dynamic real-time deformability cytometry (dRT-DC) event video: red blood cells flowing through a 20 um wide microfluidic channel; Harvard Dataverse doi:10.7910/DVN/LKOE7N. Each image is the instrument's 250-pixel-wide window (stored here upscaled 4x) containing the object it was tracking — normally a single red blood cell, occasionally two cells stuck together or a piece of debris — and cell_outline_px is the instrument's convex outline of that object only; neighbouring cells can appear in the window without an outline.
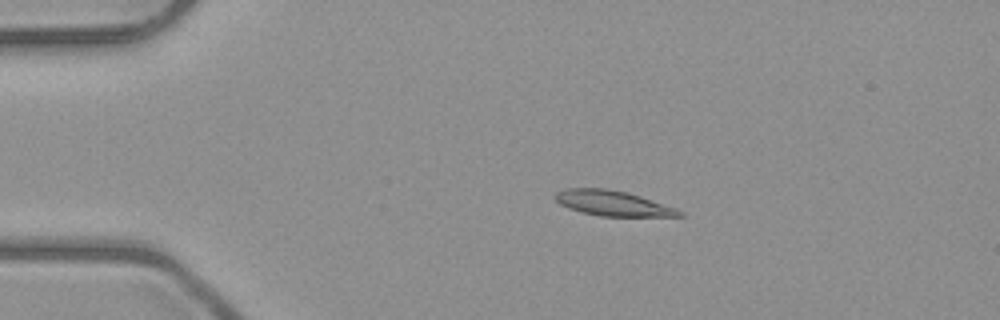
{"species": "common noctule bat (a hibernating species)", "species_latin": "Nyctalus noctula", "temperature_condition": "room temperature", "stored_images_in_passage": 6, "camera_frame_rate_fps": 3000, "um_per_image_px": 0.085, "animal": {"sex": "male", "body_mass_g": 23.1, "forearm_length_mm": 52.7}, "frame": {"image": 1, "passage_image": 3, "time_ms": 2.0, "image_size_px": [1000, 320], "cell_outline_px": [[684, 216], [600, 216], [568, 208], [560, 204], [552, 196], [556, 192], [568, 188], [604, 188], [628, 192], [676, 208], [684, 212]], "centroid_in_image_um": [52.08, 17.27], "position_along_channel_um": 32.9, "area_um2": 18.15}}
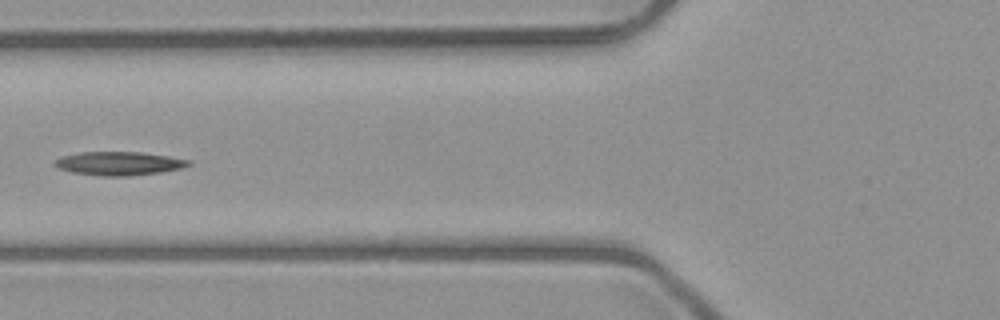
{"frame": {"image": 2, "passage_image": 5, "time_ms": 5.333, "image_size_px": [1000, 320], "cell_outline_px": [[192, 164], [184, 168], [160, 172], [128, 176], [100, 176], [72, 172], [60, 168], [52, 164], [56, 160], [64, 156], [80, 152], [140, 152], [168, 156], [192, 160]], "centroid_in_image_um": [10.17, 13.89], "position_along_channel_um": 115.6, "area_um2": 18.38}}
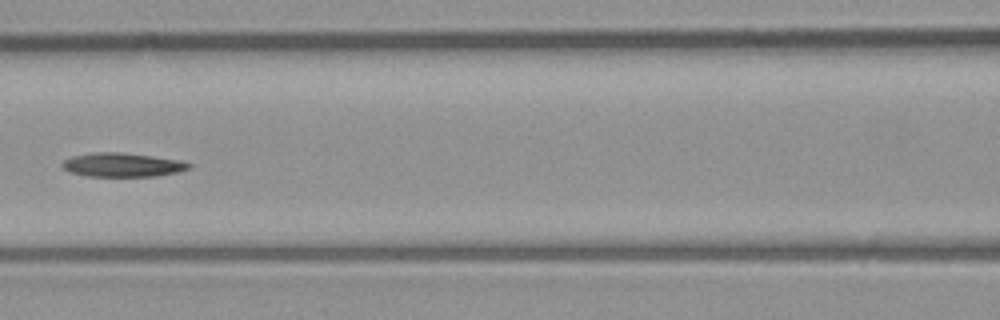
{"frame": {"image": 3, "passage_image": 6, "time_ms": 6.333, "image_size_px": [1000, 320], "cell_outline_px": [[192, 168], [180, 172], [156, 176], [88, 176], [68, 172], [60, 164], [64, 160], [72, 156], [96, 152], [120, 152], [152, 156], [180, 160], [192, 164]], "centroid_in_image_um": [10.43, 14.01], "position_along_channel_um": 156.2, "area_um2": 17.74}}